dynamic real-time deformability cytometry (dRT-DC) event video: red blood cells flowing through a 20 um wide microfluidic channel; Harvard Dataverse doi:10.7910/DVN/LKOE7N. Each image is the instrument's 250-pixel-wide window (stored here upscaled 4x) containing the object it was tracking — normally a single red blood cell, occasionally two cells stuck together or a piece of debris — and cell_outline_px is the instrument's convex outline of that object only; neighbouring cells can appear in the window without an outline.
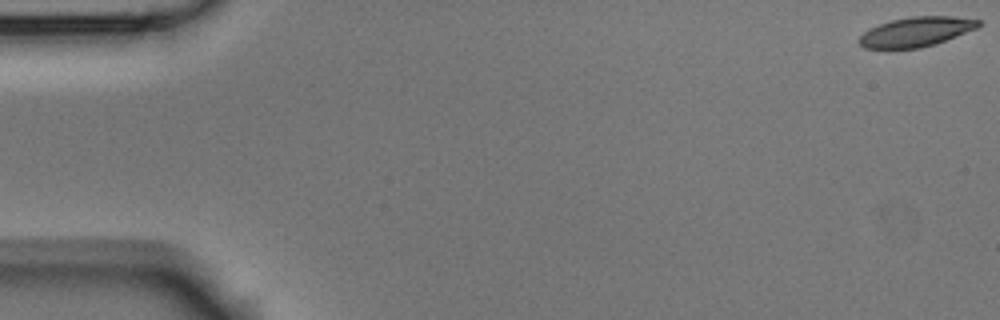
{"species": "Egyptian fruit bat (a non-hibernating species)", "species_latin": "Rousettus aegyptiacus", "temperature_condition": "room temperature", "stored_images_in_passage": 5, "camera_frame_rate_fps": 3000, "um_per_image_px": 0.085, "animal": {"sex": "male"}, "frame": {"image": 1, "passage_image": 1, "time_ms": 0.0, "image_size_px": [1000, 320], "cell_outline_px": [[984, 24], [976, 28], [936, 44], [920, 48], [888, 52], [864, 48], [856, 40], [868, 28], [892, 20], [912, 16], [956, 16], [980, 20]], "centroid_in_image_um": [77.8, 2.75], "position_along_channel_um": 7.2, "area_um2": 21.44}}
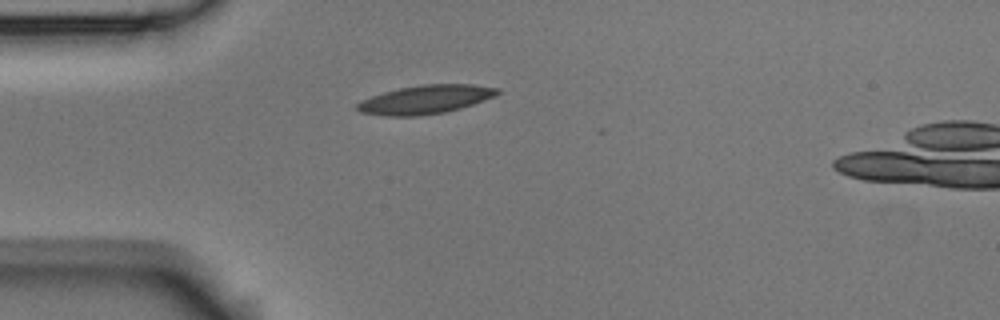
{"frame": {"image": 2, "passage_image": 5, "time_ms": 1.333, "image_size_px": [1000, 320], "cell_outline_px": [[500, 92], [492, 96], [472, 104], [460, 108], [444, 112], [416, 116], [388, 116], [360, 112], [356, 108], [356, 104], [360, 100], [384, 92], [400, 88], [424, 84], [472, 84], [500, 88]], "centroid_in_image_um": [36.13, 8.45], "position_along_channel_um": 48.9, "area_um2": 23.12}}